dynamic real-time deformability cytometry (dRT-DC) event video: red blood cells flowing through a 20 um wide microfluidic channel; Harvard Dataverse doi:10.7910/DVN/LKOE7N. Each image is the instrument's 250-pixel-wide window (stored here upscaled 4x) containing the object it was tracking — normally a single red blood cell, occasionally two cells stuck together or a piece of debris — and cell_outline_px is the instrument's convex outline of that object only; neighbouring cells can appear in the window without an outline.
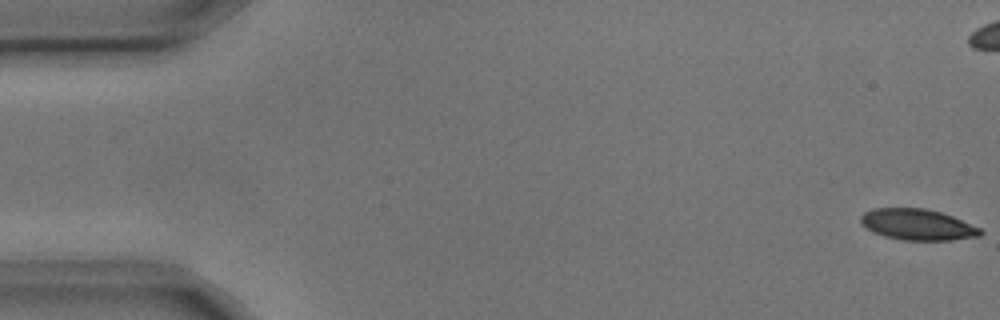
{"species": "common noctule bat (a hibernating species)", "species_latin": "Nyctalus noctula", "temperature_condition": "cold", "stored_images_in_passage": 5, "camera_frame_rate_fps": 3000, "um_per_image_px": 0.085, "animal": {"sex": "male", "body_mass_g": 17.9, "forearm_length_mm": 54.2}, "frame": {"image": 1, "passage_image": 1, "time_ms": 0.0, "image_size_px": [1000, 320], "cell_outline_px": [[984, 232], [980, 236], [952, 240], [904, 240], [884, 236], [872, 232], [860, 224], [860, 216], [864, 212], [872, 208], [924, 208], [940, 212], [952, 216], [980, 228]], "centroid_in_image_um": [77.95, 19.09], "position_along_channel_um": 7.0, "area_um2": 21.73}}
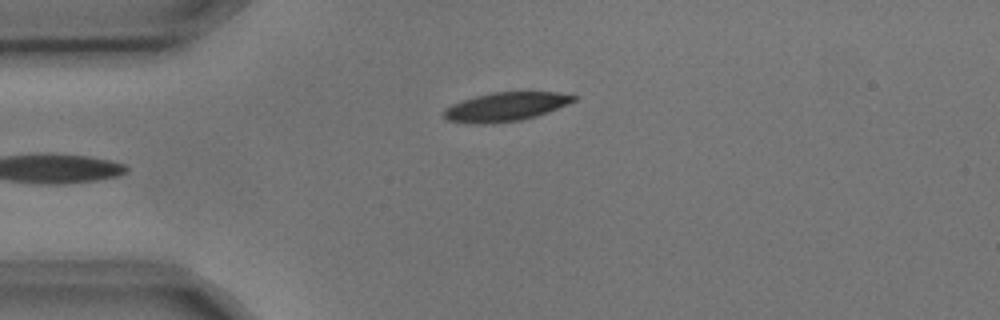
{"frame": {"image": 2, "passage_image": 5, "time_ms": 1.333, "image_size_px": [1000, 320], "cell_outline_px": [[580, 96], [576, 100], [548, 112], [536, 116], [520, 120], [492, 124], [472, 124], [448, 120], [444, 116], [444, 112], [452, 104], [476, 96], [492, 92], [556, 92]], "centroid_in_image_um": [43.01, 9.08], "position_along_channel_um": 42.0, "area_um2": 21.68}}